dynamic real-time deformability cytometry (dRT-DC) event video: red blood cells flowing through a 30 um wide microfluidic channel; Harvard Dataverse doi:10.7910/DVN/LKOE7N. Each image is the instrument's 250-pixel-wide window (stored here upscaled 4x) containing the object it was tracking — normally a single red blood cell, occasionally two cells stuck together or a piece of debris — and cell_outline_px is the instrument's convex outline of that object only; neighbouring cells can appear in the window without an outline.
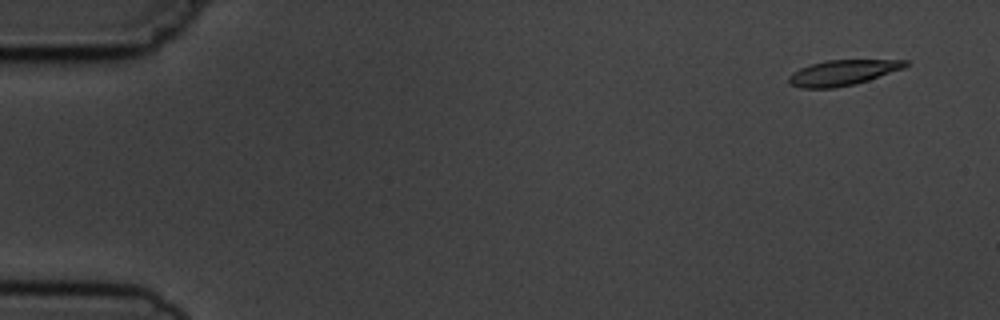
{"species": "common noctule bat (a hibernating species)", "species_latin": "Nyctalus noctula", "temperature_condition": "cold", "stored_images_in_passage": 6, "camera_frame_rate_fps": 3000, "um_per_image_px": 0.085, "animal": {"sex": "male", "body_mass_g": 19.5, "forearm_length_mm": 54.6}, "frame": {"image": 1, "passage_image": 1, "time_ms": 0.0, "image_size_px": [1000, 320], "cell_outline_px": [[908, 64], [904, 68], [856, 84], [832, 88], [800, 88], [788, 84], [788, 76], [792, 72], [800, 68], [812, 64], [828, 60], [908, 60]], "centroid_in_image_um": [71.59, 6.18], "position_along_channel_um": 13.4, "area_um2": 17.22}}
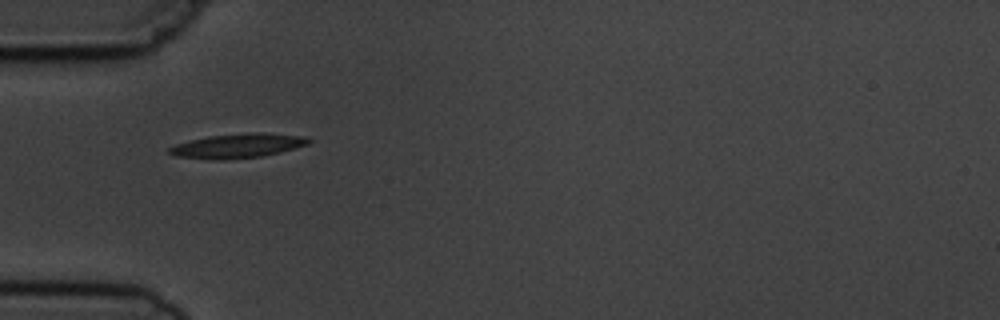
{"frame": {"image": 2, "passage_image": 5, "time_ms": 4.667, "image_size_px": [1000, 320], "cell_outline_px": [[312, 140], [308, 144], [280, 152], [264, 156], [228, 160], [208, 160], [176, 156], [168, 152], [168, 148], [176, 144], [188, 140], [208, 136], [256, 132], [304, 136]], "centroid_in_image_um": [20.17, 12.41], "position_along_channel_um": 64.8, "area_um2": 19.88}}
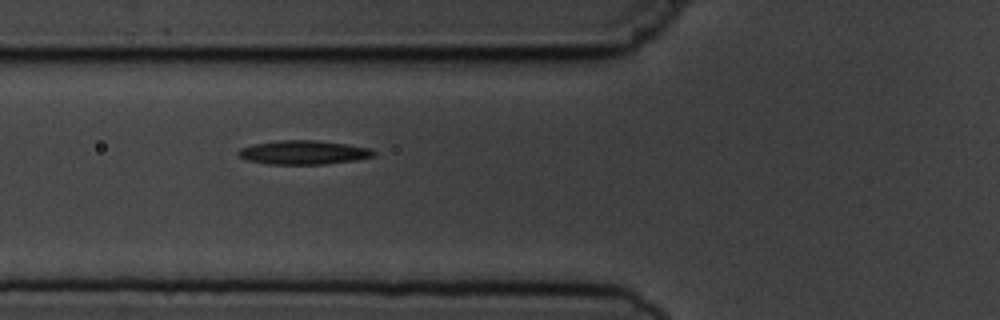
{"frame": {"image": 3, "passage_image": 6, "time_ms": 5.667, "image_size_px": [1000, 320], "cell_outline_px": [[376, 156], [352, 160], [324, 164], [268, 164], [244, 160], [236, 156], [236, 152], [240, 148], [252, 144], [276, 140], [316, 140], [348, 144], [372, 148], [376, 152]], "centroid_in_image_um": [25.75, 12.95], "position_along_channel_um": 100.1, "area_um2": 19.19}}